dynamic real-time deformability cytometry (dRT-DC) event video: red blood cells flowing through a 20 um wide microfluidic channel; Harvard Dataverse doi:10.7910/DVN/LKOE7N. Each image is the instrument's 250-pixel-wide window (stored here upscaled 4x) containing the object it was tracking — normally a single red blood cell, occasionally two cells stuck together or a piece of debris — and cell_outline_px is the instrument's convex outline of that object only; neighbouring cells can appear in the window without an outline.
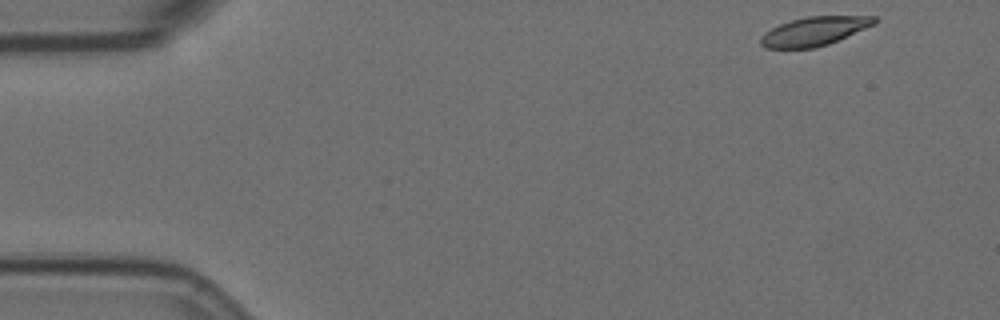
{"species": "Egyptian fruit bat (a non-hibernating species)", "species_latin": "Rousettus aegyptiacus", "temperature_condition": "room temperature", "stored_images_in_passage": 12, "camera_frame_rate_fps": 3000, "um_per_image_px": 0.085, "animal": {"sex": "female"}, "frame": {"image": 1, "passage_image": 1, "time_ms": 0.0, "image_size_px": [1000, 320], "cell_outline_px": [[876, 24], [828, 44], [816, 48], [764, 48], [760, 44], [760, 36], [764, 32], [780, 24], [792, 20], [808, 16], [876, 16]], "centroid_in_image_um": [69.2, 2.66], "position_along_channel_um": 15.8, "area_um2": 19.07}}
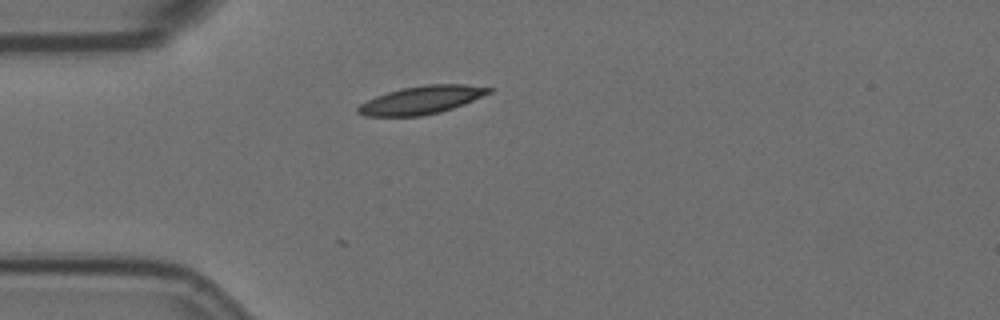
{"frame": {"image": 2, "passage_image": 12, "time_ms": 3.667, "image_size_px": [1000, 320], "cell_outline_px": [[496, 88], [492, 92], [464, 104], [440, 112], [420, 116], [364, 116], [356, 112], [356, 108], [360, 104], [376, 96], [388, 92], [404, 88], [424, 84], [464, 84]], "centroid_in_image_um": [35.85, 8.49], "position_along_channel_um": 49.2, "area_um2": 21.39}}